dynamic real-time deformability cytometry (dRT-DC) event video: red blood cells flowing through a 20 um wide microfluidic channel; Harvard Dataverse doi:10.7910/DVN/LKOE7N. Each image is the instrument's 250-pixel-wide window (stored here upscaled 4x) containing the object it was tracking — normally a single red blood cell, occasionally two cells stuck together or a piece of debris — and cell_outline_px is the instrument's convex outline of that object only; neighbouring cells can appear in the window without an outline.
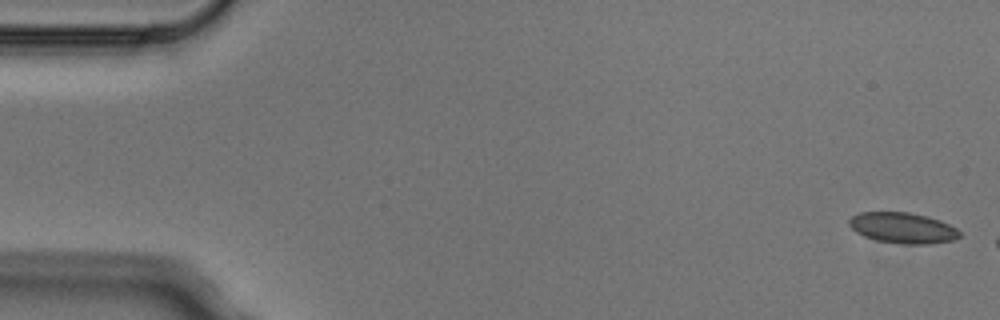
{"species": "Egyptian fruit bat (a non-hibernating species)", "species_latin": "Rousettus aegyptiacus", "temperature_condition": "cold", "stored_images_in_passage": 3, "segment_of_instrument_passage": [2, 2], "camera_frame_rate_fps": 3000, "um_per_image_px": 0.085, "animal": {"sex": "male"}, "frame": {"image": 1, "passage_image": 3, "time_ms": 0.667, "image_size_px": [1000, 320], "cell_outline_px": [[960, 236], [952, 240], [928, 244], [900, 244], [876, 240], [864, 236], [856, 232], [848, 224], [848, 220], [852, 216], [860, 212], [908, 212], [928, 216], [940, 220], [956, 228], [960, 232]], "centroid_in_image_um": [76.71, 19.37], "position_along_channel_um": 8.3, "area_um2": 19.83}}